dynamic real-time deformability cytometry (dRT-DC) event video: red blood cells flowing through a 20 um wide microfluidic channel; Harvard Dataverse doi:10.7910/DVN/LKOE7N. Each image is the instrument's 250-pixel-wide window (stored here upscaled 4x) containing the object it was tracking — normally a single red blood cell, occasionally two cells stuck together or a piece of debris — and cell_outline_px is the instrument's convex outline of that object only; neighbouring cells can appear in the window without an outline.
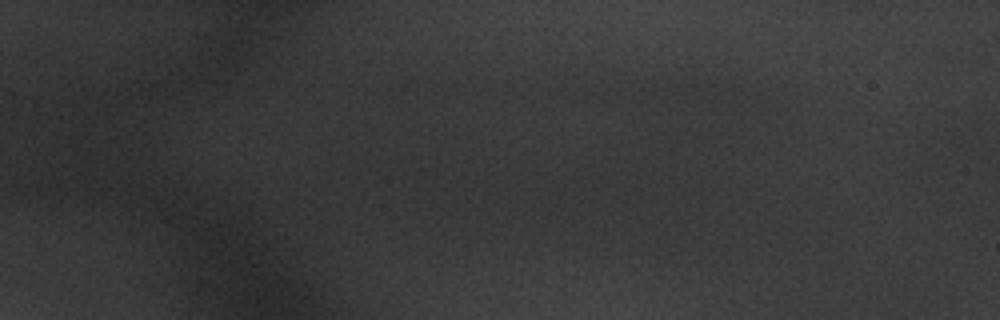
{"species": "common noctule bat (a hibernating species)", "species_latin": "Nyctalus noctula", "temperature_condition": "warm", "stored_images_in_passage": 10, "camera_frame_rate_fps": 3000, "um_per_image_px": 0.085, "animal": {"sex": "male", "body_mass_g": 20.1, "forearm_length_mm": 53.5}, "frame": {"image": 1, "passage_image": 10, "time_ms": 3.0, "image_size_px": [1000, 320], "cell_outline_px": [[632, 188], [604, 220], [588, 228], [532, 208], [536, 172], [548, 168], [584, 172], [628, 180]], "centroid_in_image_um": [49.13, 16.6], "position_along_channel_um": 35.9, "area_um2": 29.65}}